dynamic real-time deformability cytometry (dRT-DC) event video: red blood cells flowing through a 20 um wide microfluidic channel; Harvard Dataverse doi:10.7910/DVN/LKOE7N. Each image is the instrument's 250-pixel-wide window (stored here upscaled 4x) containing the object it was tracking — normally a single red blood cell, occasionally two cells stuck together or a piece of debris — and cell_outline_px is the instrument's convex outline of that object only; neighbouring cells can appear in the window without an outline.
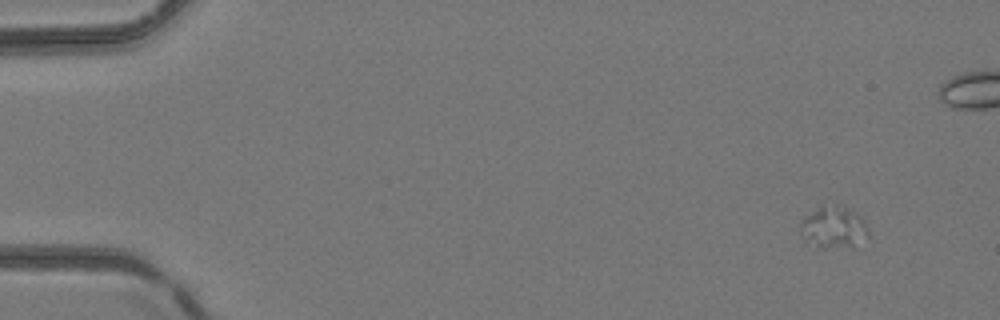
{"species": "common noctule bat (a hibernating species)", "species_latin": "Nyctalus noctula", "temperature_condition": "room temperature", "stored_images_in_passage": 5, "camera_frame_rate_fps": 3000, "um_per_image_px": 0.085, "animal": {"sex": "female", "body_mass_g": 24.6, "forearm_length_mm": 56.2}, "frame": {"image": 1, "passage_image": 1, "time_ms": 0.0, "image_size_px": [1000, 320], "cell_outline_px": [[868, 236], [852, 248], [804, 244], [800, 228], [800, 220], [804, 216], [820, 204], [836, 204], [848, 208], [860, 216], [864, 220], [868, 228]], "centroid_in_image_um": [70.81, 19.29], "position_along_channel_um": 14.2, "area_um2": 16.94}}